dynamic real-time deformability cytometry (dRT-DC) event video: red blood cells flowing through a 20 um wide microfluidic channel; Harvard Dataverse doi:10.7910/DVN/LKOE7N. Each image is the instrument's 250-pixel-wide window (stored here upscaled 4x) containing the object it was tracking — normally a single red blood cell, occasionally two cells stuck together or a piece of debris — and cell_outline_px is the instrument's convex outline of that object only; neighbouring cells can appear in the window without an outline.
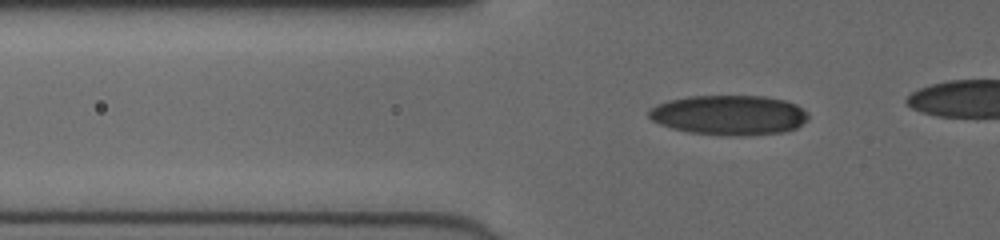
{"species": "human", "species_latin": "Homo sapiens", "temperature_condition": "cold", "stored_images_in_passage": 45, "camera_frame_rate_fps": 3000, "um_per_image_px": 0.085, "donor": {"sex": "female"}, "frame": {"image": 1, "passage_image": 16, "time_ms": 5.0, "image_size_px": [1000, 240], "cell_outline_px": [[808, 120], [796, 128], [784, 132], [740, 136], [688, 132], [672, 128], [660, 124], [652, 120], [648, 116], [648, 112], [656, 104], [668, 100], [688, 96], [764, 96], [784, 100], [796, 104], [808, 112]], "centroid_in_image_um": [61.99, 9.77], "position_along_channel_um": 63.8, "area_um2": 37.05}}
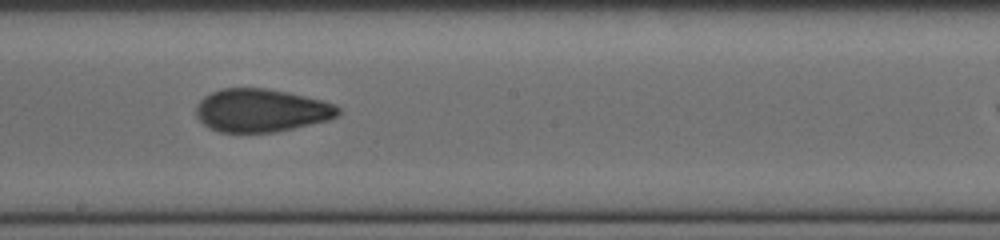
{"frame": {"image": 2, "passage_image": 29, "time_ms": 9.333, "image_size_px": [1000, 240], "cell_outline_px": [[340, 116], [328, 120], [276, 132], [220, 132], [208, 128], [196, 116], [196, 104], [204, 96], [220, 88], [264, 88], [288, 92], [324, 100], [336, 104], [340, 108]], "centroid_in_image_um": [22.22, 9.38], "position_along_channel_um": 226.0, "area_um2": 35.95}}
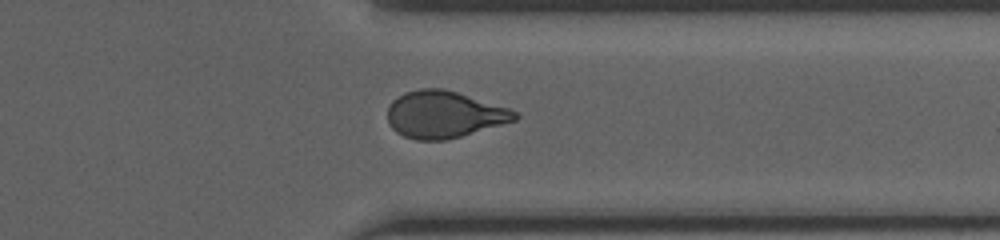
{"frame": {"image": 3, "passage_image": 40, "time_ms": 13.0, "image_size_px": [1000, 240], "cell_outline_px": [[520, 116], [516, 120], [448, 140], [416, 140], [404, 136], [396, 132], [388, 124], [388, 104], [396, 96], [404, 92], [420, 88], [444, 88], [508, 108], [516, 112]], "centroid_in_image_um": [37.7, 9.73], "position_along_channel_um": 373.7, "area_um2": 34.91}}